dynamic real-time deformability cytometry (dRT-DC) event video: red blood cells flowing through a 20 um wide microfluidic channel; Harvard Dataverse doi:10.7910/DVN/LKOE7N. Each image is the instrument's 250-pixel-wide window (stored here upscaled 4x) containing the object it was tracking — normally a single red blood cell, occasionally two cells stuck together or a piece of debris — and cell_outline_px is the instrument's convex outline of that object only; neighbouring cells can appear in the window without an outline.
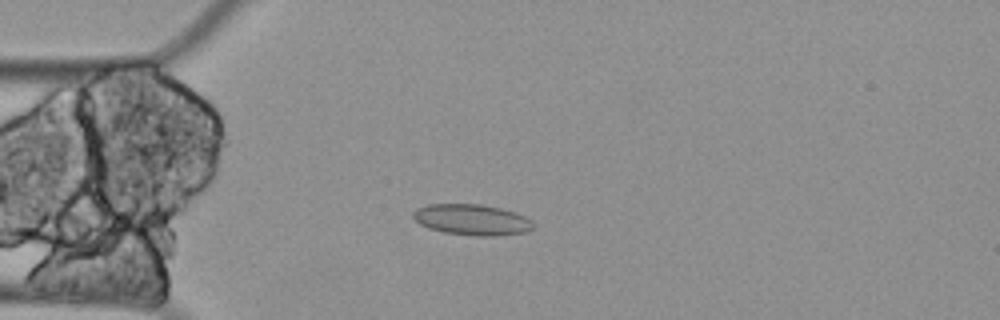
{"species": "Egyptian fruit bat (a non-hibernating species)", "species_latin": "Rousettus aegyptiacus", "temperature_condition": "cold", "stored_images_in_passage": 46, "camera_frame_rate_fps": 3000, "um_per_image_px": 0.085, "animal": {"sex": "female"}, "frame": {"image": 1, "passage_image": 11, "time_ms": 3.333, "image_size_px": [1000, 320], "cell_outline_px": [[536, 224], [528, 232], [492, 236], [476, 236], [444, 232], [428, 228], [420, 224], [412, 216], [412, 212], [416, 208], [428, 204], [480, 204], [500, 208], [516, 212], [532, 220]], "centroid_in_image_um": [40.13, 18.67], "position_along_channel_um": 44.9, "area_um2": 21.79}}
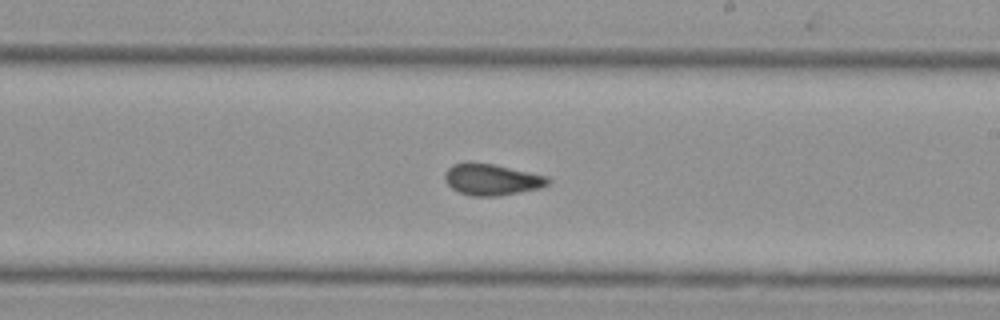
{"frame": {"image": 2, "passage_image": 30, "time_ms": 9.667, "image_size_px": [1000, 320], "cell_outline_px": [[552, 180], [548, 184], [540, 188], [496, 196], [472, 196], [460, 192], [452, 188], [444, 180], [444, 172], [452, 164], [496, 164], [548, 176]], "centroid_in_image_um": [41.83, 15.27], "position_along_channel_um": 247.2, "area_um2": 18.61}}
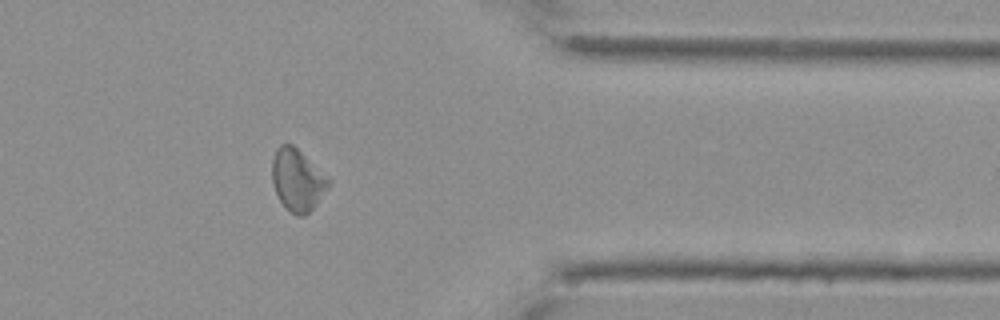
{"frame": {"image": 3, "passage_image": 44, "time_ms": 14.333, "image_size_px": [1000, 320], "cell_outline_px": [[332, 180], [328, 188], [316, 204], [304, 216], [296, 216], [284, 208], [276, 192], [272, 180], [272, 160], [276, 148], [280, 144], [292, 144]], "centroid_in_image_um": [25.28, 15.31], "position_along_channel_um": 386.1, "area_um2": 20.35}, "authors_computed_cell_mechanics": {"area_um2": 19.4497, "velocity_mm_per_s": 3.2942, "shape_relaxation_time_tau1_ms": 0.1042, "shape_relaxation_time_tau2_ms": null, "deformation_change_tau1": 0.0037, "deformation_change_tau2": null}}